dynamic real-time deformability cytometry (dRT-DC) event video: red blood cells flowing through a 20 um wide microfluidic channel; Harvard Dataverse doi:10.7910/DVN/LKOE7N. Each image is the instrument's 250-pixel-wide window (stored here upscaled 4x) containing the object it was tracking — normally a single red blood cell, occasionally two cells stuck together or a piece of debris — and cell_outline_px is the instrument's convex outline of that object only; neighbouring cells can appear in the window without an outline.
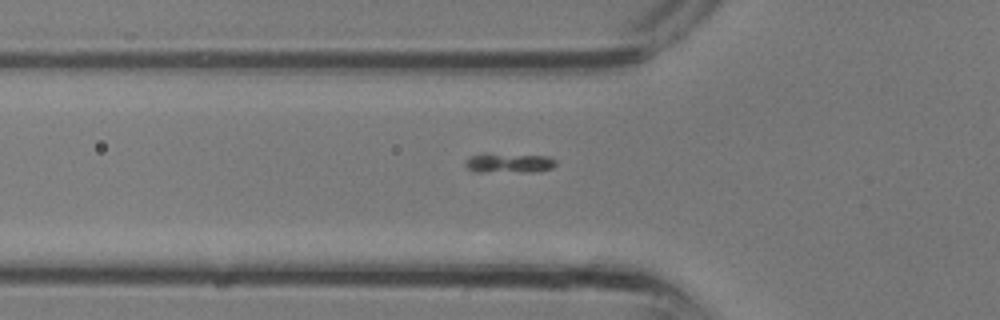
{"species": "common noctule bat (a hibernating species)", "species_latin": "Nyctalus noctula", "temperature_condition": "room temperature", "stored_images_in_passage": 22, "camera_frame_rate_fps": 3000, "um_per_image_px": 0.085, "animal": {"sex": "male", "body_mass_g": 13.3}, "frame": {"image": 1, "passage_image": 7, "time_ms": 2.0, "image_size_px": [1000, 320], "cell_outline_px": [[556, 164], [552, 168], [528, 172], [476, 172], [468, 168], [464, 164], [464, 160], [472, 156], [484, 152], [488, 152], [548, 156], [556, 160]], "centroid_in_image_um": [43.22, 13.83], "position_along_channel_um": 82.6, "area_um2": 10.75}}